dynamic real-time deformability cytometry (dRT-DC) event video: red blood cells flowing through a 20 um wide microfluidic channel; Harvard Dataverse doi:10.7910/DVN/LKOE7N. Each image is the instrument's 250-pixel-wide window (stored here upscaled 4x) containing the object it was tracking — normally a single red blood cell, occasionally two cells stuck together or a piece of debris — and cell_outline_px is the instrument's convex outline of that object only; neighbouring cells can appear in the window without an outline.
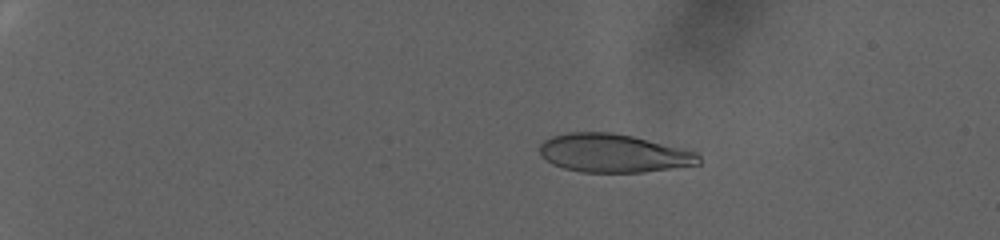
{"species": "human", "species_latin": "Homo sapiens", "temperature_condition": "warm", "stored_images_in_passage": 56, "camera_frame_rate_fps": 3000, "um_per_image_px": 0.085, "donor": {"sex": "female"}, "frame": {"image": 1, "passage_image": 10, "time_ms": 3.0, "image_size_px": [1000, 240], "cell_outline_px": [[700, 164], [644, 172], [580, 172], [564, 168], [552, 164], [540, 156], [540, 144], [544, 140], [552, 136], [568, 132], [612, 132], [632, 136], [684, 148], [696, 152], [700, 156]], "centroid_in_image_um": [52.13, 13.02], "position_along_channel_um": 32.9, "area_um2": 35.72}}
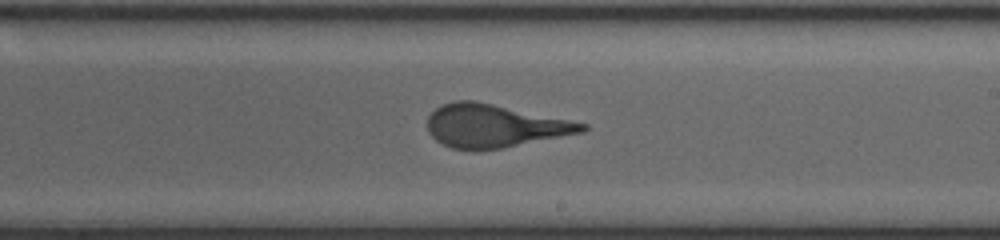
{"frame": {"image": 2, "passage_image": 35, "time_ms": 11.333, "image_size_px": [1000, 240], "cell_outline_px": [[588, 128], [584, 132], [500, 148], [452, 148], [436, 140], [428, 132], [428, 116], [436, 108], [444, 104], [456, 100], [476, 100], [588, 124]], "centroid_in_image_um": [42.02, 10.67], "position_along_channel_um": 247.0, "area_um2": 38.03}}
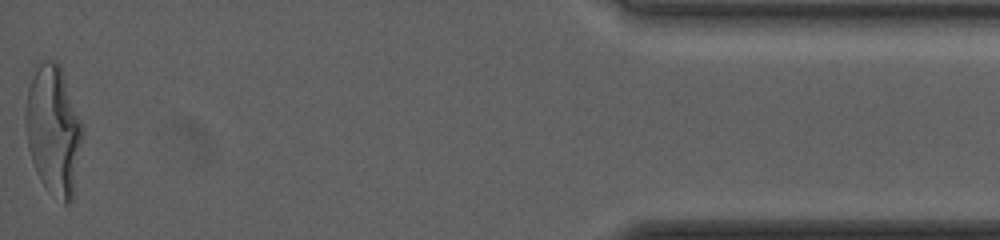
{"frame": {"image": 3, "passage_image": 56, "time_ms": 18.333, "image_size_px": [1000, 240], "cell_outline_px": [[84, 132], [72, 200], [68, 204], [64, 204], [44, 184], [36, 172], [28, 148], [24, 120], [28, 88], [36, 68], [44, 60], [56, 60], [60, 64], [80, 120]], "centroid_in_image_um": [4.54, 11.05], "position_along_channel_um": 430.7, "area_um2": 42.43}}